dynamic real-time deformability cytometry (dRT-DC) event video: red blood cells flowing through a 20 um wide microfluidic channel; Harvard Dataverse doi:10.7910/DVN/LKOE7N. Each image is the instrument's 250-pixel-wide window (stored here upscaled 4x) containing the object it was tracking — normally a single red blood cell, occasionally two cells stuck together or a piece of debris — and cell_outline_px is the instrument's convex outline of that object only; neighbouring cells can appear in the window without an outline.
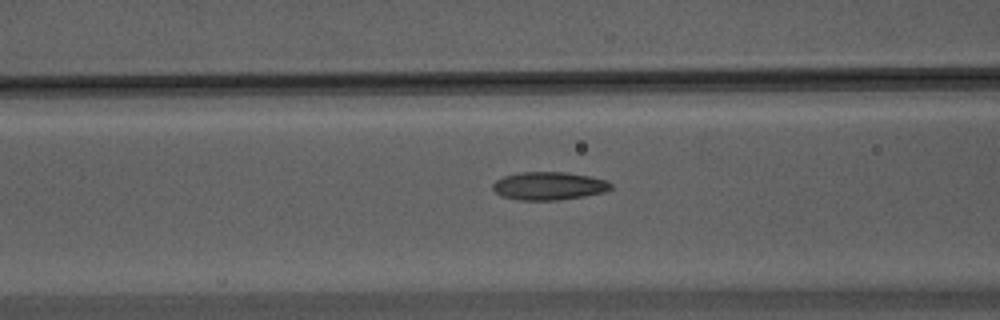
{"species": "Egyptian fruit bat (a non-hibernating species)", "species_latin": "Rousettus aegyptiacus", "temperature_condition": "warm", "stored_images_in_passage": 37, "camera_frame_rate_fps": 3000, "um_per_image_px": 0.085, "animal": {"sex": "male"}, "frame": {"image": 1, "passage_image": 11, "time_ms": 3.333, "image_size_px": [1000, 320], "cell_outline_px": [[612, 188], [604, 192], [584, 196], [560, 200], [516, 200], [504, 196], [496, 192], [492, 188], [492, 184], [496, 180], [504, 176], [520, 172], [568, 172], [608, 180], [612, 184]], "centroid_in_image_um": [46.67, 15.8], "position_along_channel_um": 119.9, "area_um2": 19.36}}
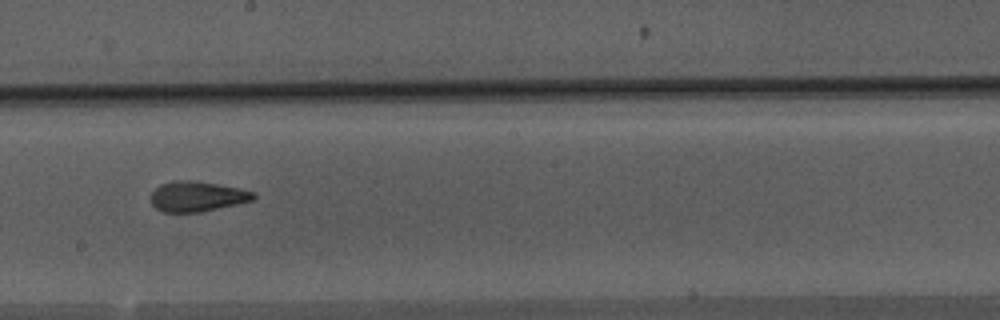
{"frame": {"image": 2, "passage_image": 20, "time_ms": 6.333, "image_size_px": [1000, 320], "cell_outline_px": [[256, 200], [200, 212], [160, 212], [152, 204], [152, 192], [160, 184], [180, 180], [192, 180], [240, 188], [256, 192]], "centroid_in_image_um": [16.8, 16.7], "position_along_channel_um": 231.4, "area_um2": 18.09}}
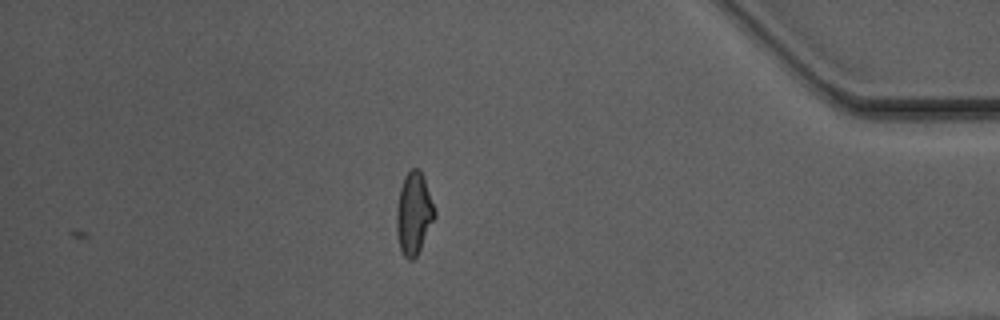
{"frame": {"image": 3, "passage_image": 37, "time_ms": 12.0, "image_size_px": [1000, 320], "cell_outline_px": [[436, 216], [416, 256], [412, 260], [408, 260], [404, 256], [400, 248], [396, 232], [396, 212], [400, 188], [404, 176], [412, 168], [420, 168], [424, 176], [436, 212]], "centroid_in_image_um": [35.17, 18.11], "position_along_channel_um": 400.0, "area_um2": 18.26}, "authors_computed_cell_mechanics": {"area_um2": 18.3226, "velocity_mm_per_s": 3.7201, "shape_relaxation_time_tau1_ms": null, "shape_relaxation_time_tau2_ms": 1.6887, "deformation_change_tau1": null, "deformation_change_tau2": 0.0923}}